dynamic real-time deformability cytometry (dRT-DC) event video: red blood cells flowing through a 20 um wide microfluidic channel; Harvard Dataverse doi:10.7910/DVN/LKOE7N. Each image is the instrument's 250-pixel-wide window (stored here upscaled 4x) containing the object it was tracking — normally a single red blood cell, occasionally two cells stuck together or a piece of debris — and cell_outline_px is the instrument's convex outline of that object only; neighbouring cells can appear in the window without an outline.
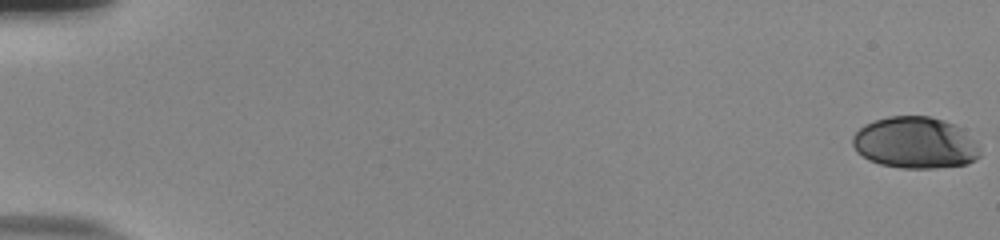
{"species": "human", "species_latin": "Homo sapiens", "temperature_condition": "room temperature", "stored_images_in_passage": 55, "camera_frame_rate_fps": 3000, "um_per_image_px": 0.085, "donor": {"sex": "male"}, "frame": {"image": 1, "passage_image": 1, "time_ms": 0.0, "image_size_px": [1000, 240], "cell_outline_px": [[980, 156], [976, 160], [968, 164], [936, 168], [900, 168], [880, 164], [868, 160], [856, 152], [852, 144], [852, 136], [864, 124], [888, 116], [928, 116], [944, 120], [952, 124], [980, 144]], "centroid_in_image_um": [77.77, 12.15], "position_along_channel_um": 7.2, "area_um2": 38.44}}
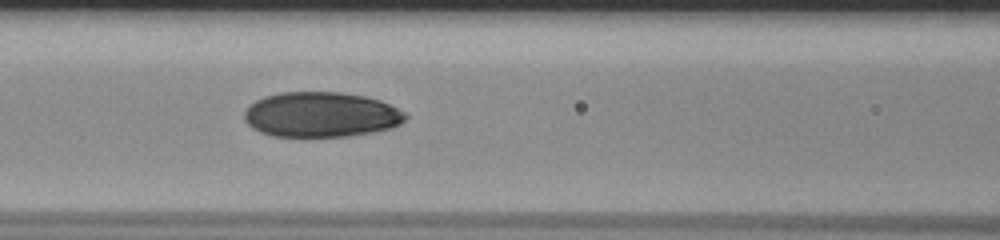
{"frame": {"image": 2, "passage_image": 26, "time_ms": 8.333, "image_size_px": [1000, 240], "cell_outline_px": [[408, 116], [400, 124], [392, 128], [372, 132], [348, 136], [304, 140], [272, 136], [260, 132], [252, 128], [244, 120], [244, 112], [256, 100], [264, 96], [280, 92], [340, 92], [364, 96], [380, 100], [408, 112]], "centroid_in_image_um": [27.29, 9.79], "position_along_channel_um": 139.3, "area_um2": 43.64}}
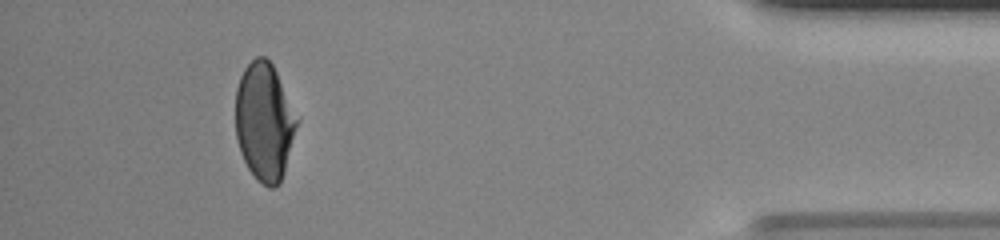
{"frame": {"image": 3, "passage_image": 51, "time_ms": 16.667, "image_size_px": [1000, 240], "cell_outline_px": [[300, 120], [284, 172], [280, 184], [272, 188], [268, 188], [256, 180], [248, 168], [240, 152], [236, 136], [236, 88], [240, 76], [244, 68], [256, 56], [264, 56], [272, 64], [300, 116]], "centroid_in_image_um": [22.5, 10.35], "position_along_channel_um": 412.7, "area_um2": 42.89}, "authors_computed_cell_mechanics": {"area_um2": 42.3674, "velocity_mm_per_s": 3.8799, "shape_relaxation_time_tau1_ms": 7.936, "shape_relaxation_time_tau2_ms": 1.3318, "deformation_change_tau1": 0.2236, "deformation_change_tau2": 0.0484}}